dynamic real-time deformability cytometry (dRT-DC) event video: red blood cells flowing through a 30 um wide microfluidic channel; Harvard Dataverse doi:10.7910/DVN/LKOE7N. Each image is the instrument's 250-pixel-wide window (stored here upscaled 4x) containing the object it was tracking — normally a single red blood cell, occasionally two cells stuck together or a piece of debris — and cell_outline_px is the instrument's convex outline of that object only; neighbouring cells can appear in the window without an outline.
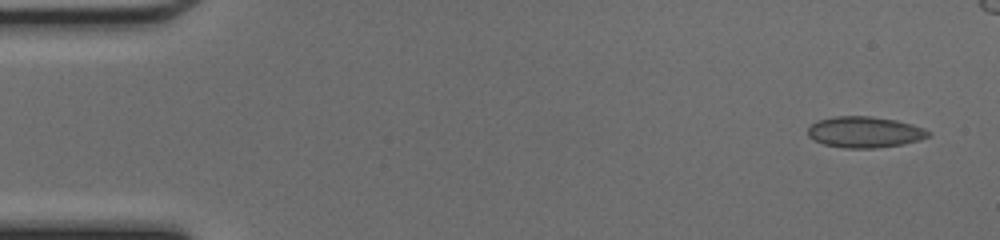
{"species": "common noctule bat (a hibernating species)", "species_latin": "Nyctalus noctula", "temperature_condition": "cold", "stored_images_in_passage": 42, "camera_frame_rate_fps": 3000, "um_per_image_px": 0.085, "animal": {"sex": "female", "body_mass_g": 17.0, "forearm_length_mm": 48.0}, "frame": {"image": 1, "passage_image": 1, "time_ms": 0.0, "image_size_px": [1000, 240], "cell_outline_px": [[932, 136], [920, 140], [904, 144], [876, 148], [844, 148], [824, 144], [808, 136], [808, 128], [816, 120], [836, 116], [872, 116], [896, 120], [912, 124], [924, 128], [932, 132]], "centroid_in_image_um": [73.55, 11.22], "position_along_channel_um": 11.5, "area_um2": 22.02}}
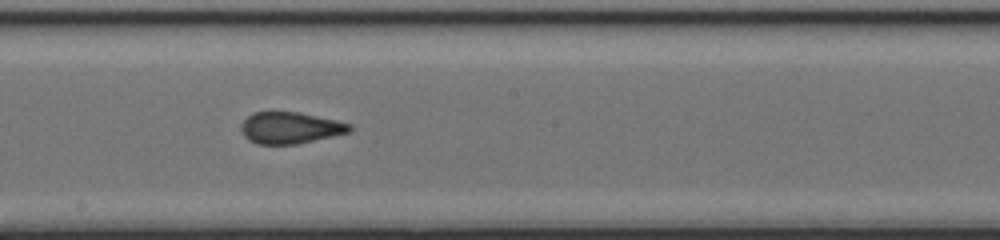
{"frame": {"image": 2, "passage_image": 25, "time_ms": 8.0, "image_size_px": [1000, 240], "cell_outline_px": [[352, 128], [348, 132], [332, 136], [296, 144], [256, 144], [248, 140], [244, 136], [240, 128], [240, 124], [252, 112], [300, 112], [336, 120], [352, 124]], "centroid_in_image_um": [24.63, 10.86], "position_along_channel_um": 223.6, "area_um2": 19.94}}
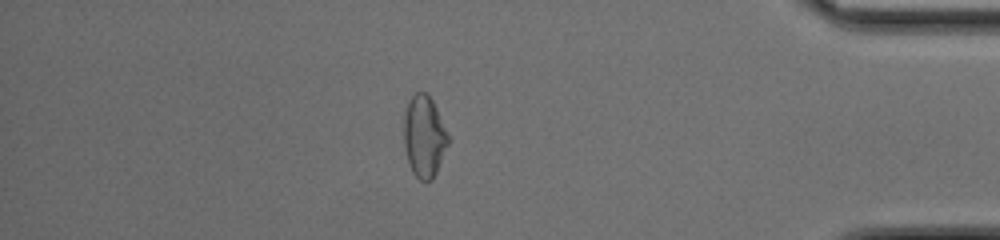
{"frame": {"image": 3, "passage_image": 40, "time_ms": 13.0, "image_size_px": [1000, 240], "cell_outline_px": [[452, 140], [432, 180], [424, 184], [412, 172], [408, 164], [404, 144], [404, 116], [408, 104], [412, 96], [416, 92], [428, 92]], "centroid_in_image_um": [36.09, 11.64], "position_along_channel_um": 399.1, "area_um2": 21.5}}